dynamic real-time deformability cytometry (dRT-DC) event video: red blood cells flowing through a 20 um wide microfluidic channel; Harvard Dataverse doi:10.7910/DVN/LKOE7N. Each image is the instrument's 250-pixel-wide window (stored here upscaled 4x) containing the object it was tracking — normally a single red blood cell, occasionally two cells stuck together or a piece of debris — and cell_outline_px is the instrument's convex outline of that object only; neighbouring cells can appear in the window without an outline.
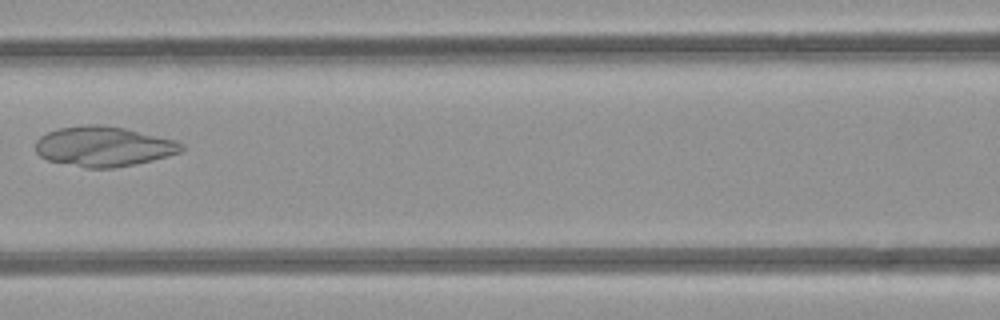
{"species": "common noctule bat (a hibernating species)", "species_latin": "Nyctalus noctula", "temperature_condition": "room temperature", "stored_images_in_passage": 5, "camera_frame_rate_fps": 3000, "um_per_image_px": 0.085, "animal": {"sex": "female", "body_mass_g": 21.9}, "frame": {"image": 1, "passage_image": 4, "time_ms": 3.667, "image_size_px": [1000, 320], "cell_outline_px": [[184, 148], [180, 152], [152, 160], [136, 164], [112, 168], [84, 168], [48, 160], [40, 156], [36, 152], [36, 140], [40, 136], [48, 132], [60, 128], [84, 124], [100, 124], [124, 128], [176, 140], [184, 144]], "centroid_in_image_um": [8.8, 12.44], "position_along_channel_um": 157.8, "area_um2": 34.04}}
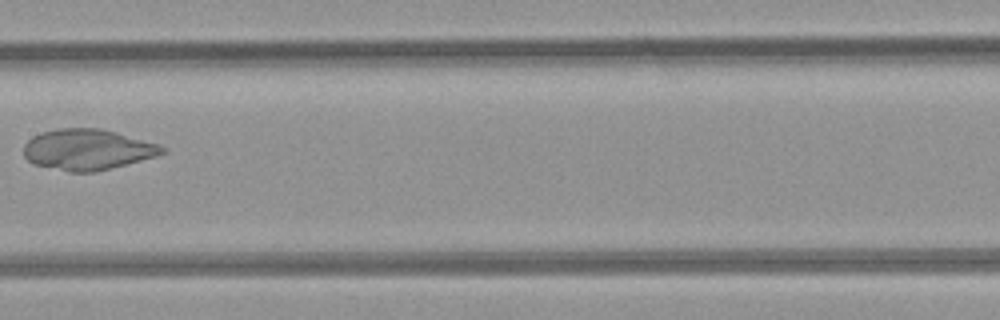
{"frame": {"image": 2, "passage_image": 5, "time_ms": 4.667, "image_size_px": [1000, 320], "cell_outline_px": [[168, 148], [164, 152], [156, 156], [96, 172], [68, 172], [32, 164], [24, 156], [24, 144], [32, 136], [40, 132], [60, 128], [100, 128], [116, 132], [160, 144]], "centroid_in_image_um": [7.42, 12.71], "position_along_channel_um": 200.0, "area_um2": 33.12}}